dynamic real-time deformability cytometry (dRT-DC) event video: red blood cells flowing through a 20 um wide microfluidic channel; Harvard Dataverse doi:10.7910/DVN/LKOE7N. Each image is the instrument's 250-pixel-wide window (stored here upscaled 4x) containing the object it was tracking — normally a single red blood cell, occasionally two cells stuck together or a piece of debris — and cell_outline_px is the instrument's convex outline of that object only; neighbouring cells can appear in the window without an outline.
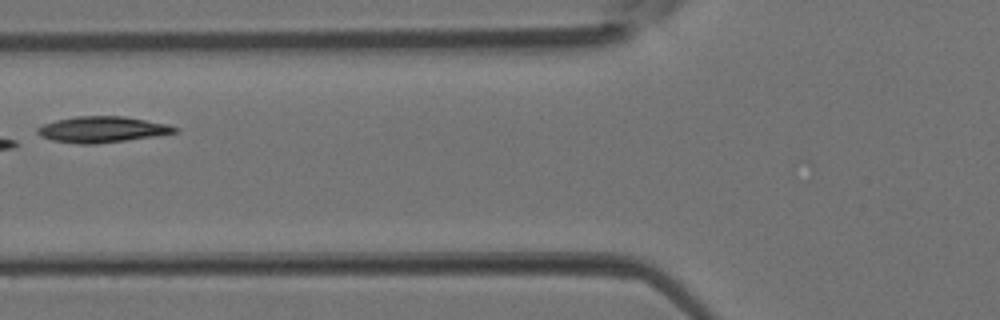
{"species": "Egyptian fruit bat (a non-hibernating species)", "species_latin": "Rousettus aegyptiacus", "temperature_condition": "room temperature", "stored_images_in_passage": 2, "camera_frame_rate_fps": 3000, "um_per_image_px": 0.085, "animal": {"sex": "female"}, "frame": {"image": 1, "passage_image": 2, "time_ms": 0.333, "image_size_px": [1000, 320], "cell_outline_px": [[180, 132], [156, 136], [96, 144], [80, 144], [52, 140], [40, 136], [36, 132], [36, 128], [44, 124], [56, 120], [76, 116], [124, 116], [168, 124], [180, 128]], "centroid_in_image_um": [8.72, 11.0], "position_along_channel_um": 117.1, "area_um2": 20.92}}